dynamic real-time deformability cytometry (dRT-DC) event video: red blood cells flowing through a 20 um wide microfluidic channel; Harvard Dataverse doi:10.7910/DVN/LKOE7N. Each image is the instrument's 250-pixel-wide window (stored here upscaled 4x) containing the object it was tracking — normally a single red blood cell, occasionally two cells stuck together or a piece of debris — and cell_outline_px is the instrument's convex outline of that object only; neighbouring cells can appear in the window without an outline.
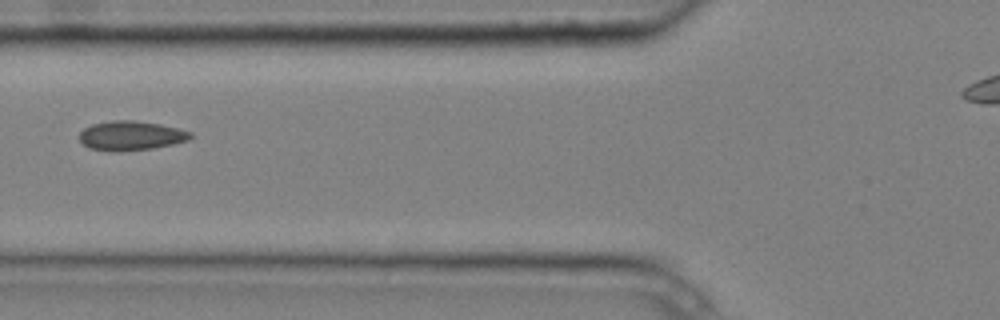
{"species": "common noctule bat (a hibernating species)", "species_latin": "Nyctalus noctula", "temperature_condition": "cold", "stored_images_in_passage": 5, "camera_frame_rate_fps": 3000, "um_per_image_px": 0.085, "animal": {"sex": "male", "body_mass_g": 20.4}, "frame": {"image": 1, "passage_image": 5, "time_ms": 1.333, "image_size_px": [1000, 320], "cell_outline_px": [[192, 136], [188, 140], [172, 144], [152, 148], [120, 152], [108, 152], [88, 148], [80, 140], [80, 132], [84, 128], [92, 124], [112, 120], [132, 120], [160, 124], [192, 132]], "centroid_in_image_um": [11.09, 11.54], "position_along_channel_um": 114.7, "area_um2": 19.07}}